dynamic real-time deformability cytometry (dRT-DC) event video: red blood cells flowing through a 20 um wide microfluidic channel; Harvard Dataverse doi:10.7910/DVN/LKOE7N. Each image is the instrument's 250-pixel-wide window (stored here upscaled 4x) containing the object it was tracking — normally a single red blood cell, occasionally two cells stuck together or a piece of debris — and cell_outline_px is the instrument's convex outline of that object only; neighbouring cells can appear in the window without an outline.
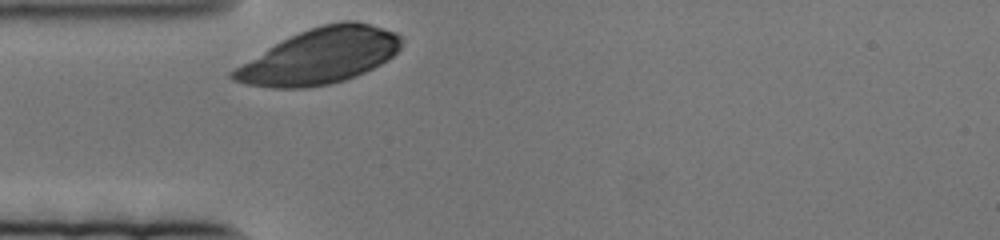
{"species": "human", "species_latin": "Homo sapiens", "temperature_condition": "cold", "stored_images_in_passage": 43, "camera_frame_rate_fps": 3000, "um_per_image_px": 0.085, "donor": {"sex": "female"}, "frame": {"image": 1, "passage_image": 1, "time_ms": 0.0, "image_size_px": [1000, 240], "cell_outline_px": [[400, 48], [388, 60], [356, 76], [344, 80], [328, 84], [308, 88], [272, 88], [244, 84], [232, 80], [228, 76], [228, 72], [268, 48], [300, 32], [324, 24], [344, 20], [356, 20], [396, 32], [400, 36]], "centroid_in_image_um": [27.17, 4.79], "position_along_channel_um": 57.8, "area_um2": 53.87}}
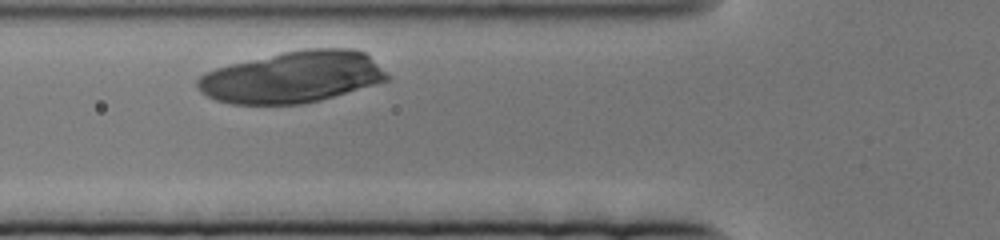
{"frame": {"image": 2, "passage_image": 7, "time_ms": 2.0, "image_size_px": [1000, 240], "cell_outline_px": [[392, 76], [388, 80], [320, 100], [304, 104], [232, 104], [216, 100], [200, 92], [196, 84], [196, 80], [204, 72], [216, 68], [232, 64], [284, 52], [308, 48], [352, 48], [364, 52], [388, 72]], "centroid_in_image_um": [24.87, 6.55], "position_along_channel_um": 100.9, "area_um2": 56.76}}
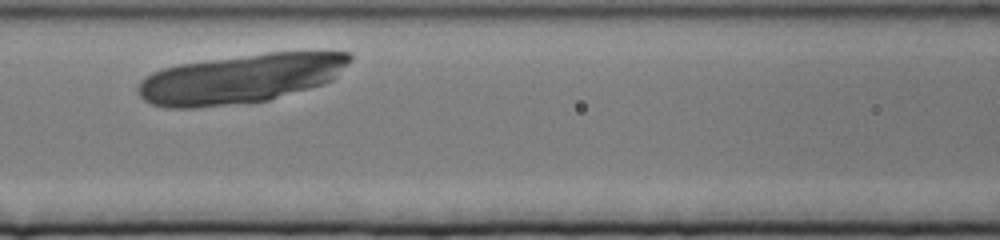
{"frame": {"image": 3, "passage_image": 13, "time_ms": 4.0, "image_size_px": [1000, 240], "cell_outline_px": [[352, 60], [332, 80], [324, 84], [268, 100], [196, 108], [168, 108], [152, 104], [144, 100], [140, 96], [136, 88], [140, 80], [144, 76], [152, 72], [164, 68], [180, 64], [268, 52], [352, 52]], "centroid_in_image_um": [20.43, 6.69], "position_along_channel_um": 146.2, "area_um2": 60.57}}